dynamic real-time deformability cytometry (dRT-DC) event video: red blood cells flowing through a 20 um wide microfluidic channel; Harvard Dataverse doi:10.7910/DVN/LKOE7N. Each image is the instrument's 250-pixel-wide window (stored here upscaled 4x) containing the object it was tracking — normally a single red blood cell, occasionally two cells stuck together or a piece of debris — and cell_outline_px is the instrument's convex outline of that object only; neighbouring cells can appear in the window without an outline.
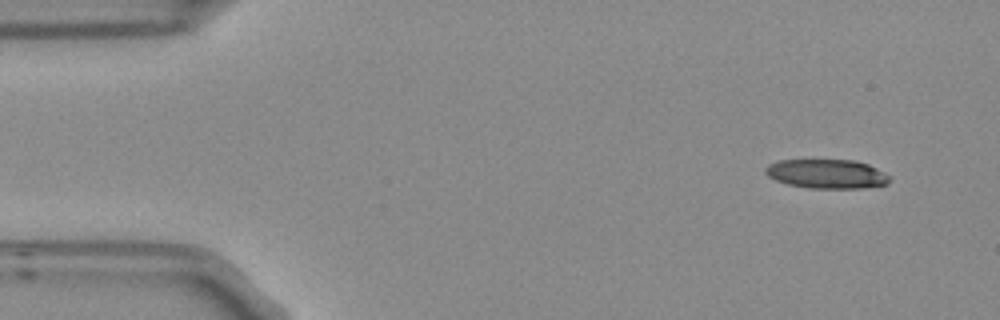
{"species": "Egyptian fruit bat (a non-hibernating species)", "species_latin": "Rousettus aegyptiacus", "temperature_condition": "room temperature", "stored_images_in_passage": 3, "camera_frame_rate_fps": 3000, "um_per_image_px": 0.085, "frame": {"image": 1, "passage_image": 1, "time_ms": 0.0, "image_size_px": [1000, 320], "cell_outline_px": [[892, 180], [888, 184], [864, 188], [808, 188], [788, 184], [776, 180], [768, 176], [764, 172], [764, 168], [768, 164], [780, 160], [856, 160], [868, 164], [892, 176]], "centroid_in_image_um": [70.31, 14.78], "position_along_channel_um": 14.7, "area_um2": 21.33}}